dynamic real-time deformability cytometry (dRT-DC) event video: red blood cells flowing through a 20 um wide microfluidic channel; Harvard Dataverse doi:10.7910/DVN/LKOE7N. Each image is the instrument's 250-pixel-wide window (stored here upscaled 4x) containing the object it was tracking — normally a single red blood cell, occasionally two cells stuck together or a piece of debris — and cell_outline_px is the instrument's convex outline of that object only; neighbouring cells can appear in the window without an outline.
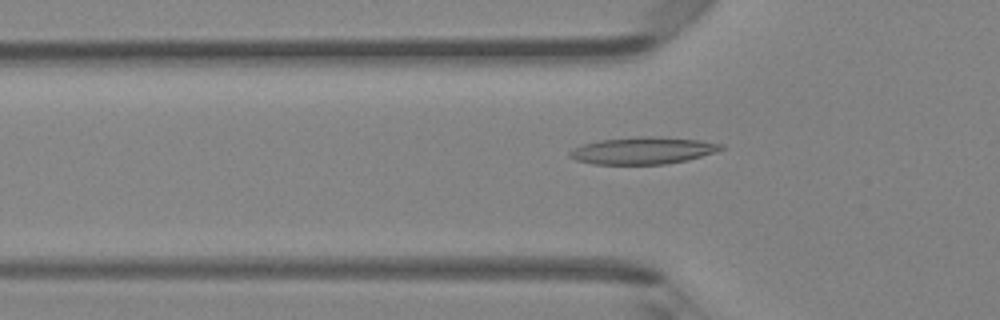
{"species": "Egyptian fruit bat (a non-hibernating species)", "species_latin": "Rousettus aegyptiacus", "temperature_condition": "room temperature", "stored_images_in_passage": 47, "camera_frame_rate_fps": 3000, "um_per_image_px": 0.085, "animal": {"sex": "female"}, "frame": {"image": 1, "passage_image": 16, "time_ms": 5.0, "image_size_px": [1000, 320], "cell_outline_px": [[724, 148], [688, 160], [664, 164], [592, 164], [576, 160], [568, 156], [568, 152], [584, 144], [600, 140], [636, 136], [652, 136], [700, 140], [724, 144]], "centroid_in_image_um": [54.63, 12.79], "position_along_channel_um": 71.2, "area_um2": 23.7}}
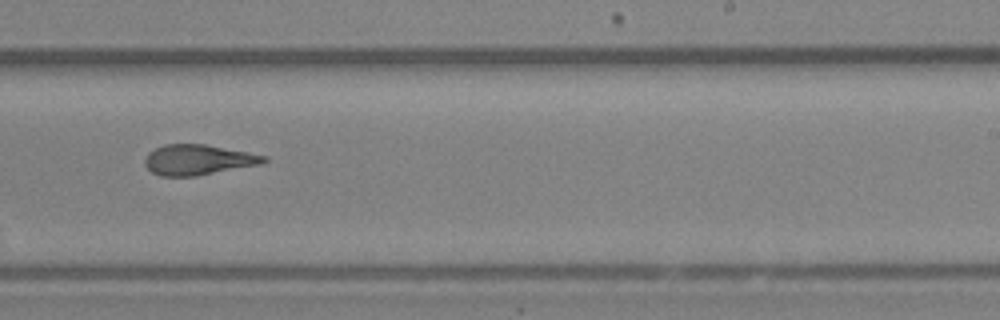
{"frame": {"image": 2, "passage_image": 30, "time_ms": 9.667, "image_size_px": [1000, 320], "cell_outline_px": [[268, 160], [260, 164], [196, 176], [160, 176], [152, 172], [144, 164], [144, 160], [148, 152], [164, 144], [204, 144], [248, 152], [268, 156]], "centroid_in_image_um": [16.82, 13.58], "position_along_channel_um": 272.2, "area_um2": 20.98}}
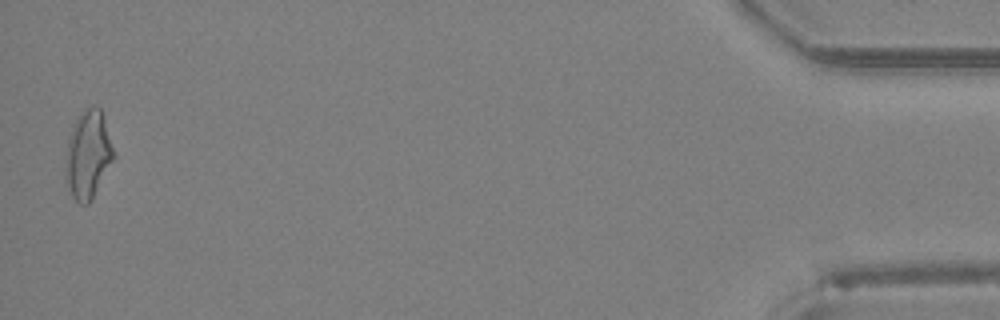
{"frame": {"image": 3, "passage_image": 47, "time_ms": 15.333, "image_size_px": [1000, 320], "cell_outline_px": [[116, 156], [92, 200], [88, 204], [80, 204], [72, 196], [68, 188], [64, 176], [64, 168], [68, 140], [76, 120], [88, 108], [96, 104], [100, 108], [104, 116]], "centroid_in_image_um": [7.5, 13.19], "position_along_channel_um": 427.7, "area_um2": 24.8}, "authors_computed_cell_mechanics": {"area_um2": 21.8484, "velocity_mm_per_s": 4.3188, "shape_relaxation_time_tau1_ms": null, "shape_relaxation_time_tau2_ms": 2.495, "deformation_change_tau1": null, "deformation_change_tau2": 0.1107}}